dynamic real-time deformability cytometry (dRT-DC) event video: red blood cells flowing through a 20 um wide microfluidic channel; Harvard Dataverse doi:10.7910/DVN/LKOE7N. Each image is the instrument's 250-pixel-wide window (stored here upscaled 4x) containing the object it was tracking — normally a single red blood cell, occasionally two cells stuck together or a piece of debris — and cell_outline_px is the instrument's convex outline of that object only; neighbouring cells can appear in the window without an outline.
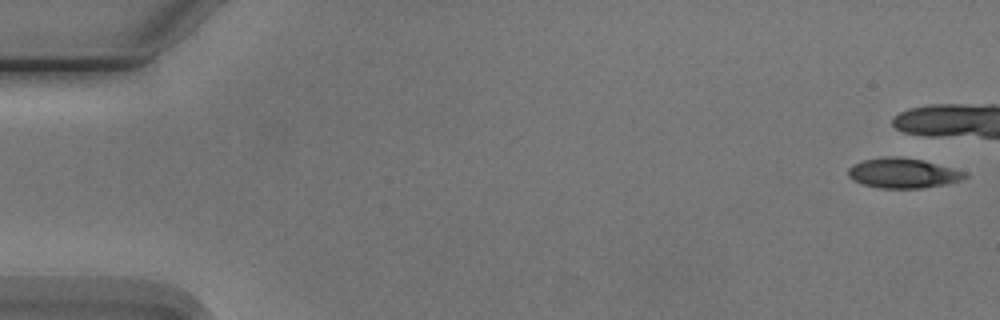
{"species": "Egyptian fruit bat (a non-hibernating species)", "species_latin": "Rousettus aegyptiacus", "temperature_condition": "cold", "stored_images_in_passage": 2, "camera_frame_rate_fps": 3000, "um_per_image_px": 0.085, "animal": {"sex": "male"}, "frame": {"image": 1, "passage_image": 1, "time_ms": 0.0, "image_size_px": [1000, 320], "cell_outline_px": [[968, 176], [960, 180], [944, 184], [920, 188], [880, 188], [864, 184], [852, 180], [848, 176], [848, 168], [852, 164], [864, 160], [888, 156], [896, 156], [924, 160], [964, 172]], "centroid_in_image_um": [76.7, 14.71], "position_along_channel_um": 8.3, "area_um2": 20.11}}